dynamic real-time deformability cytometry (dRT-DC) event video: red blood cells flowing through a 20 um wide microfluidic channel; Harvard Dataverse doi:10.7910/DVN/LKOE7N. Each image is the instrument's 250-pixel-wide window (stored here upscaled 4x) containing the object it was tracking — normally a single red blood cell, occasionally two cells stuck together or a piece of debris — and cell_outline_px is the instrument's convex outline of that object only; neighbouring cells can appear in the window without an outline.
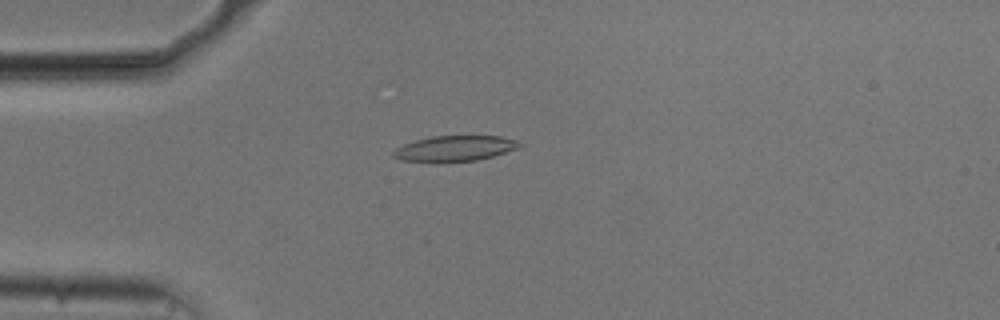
{"species": "common noctule bat (a hibernating species)", "species_latin": "Nyctalus noctula", "temperature_condition": "cold", "stored_images_in_passage": 54, "camera_frame_rate_fps": 3000, "um_per_image_px": 0.085, "animal": {"sex": "male", "body_mass_g": 20.5, "forearm_length_mm": 52.5}, "frame": {"image": 1, "passage_image": 14, "time_ms": 4.333, "image_size_px": [1000, 320], "cell_outline_px": [[524, 144], [516, 148], [492, 156], [476, 160], [440, 164], [436, 164], [400, 160], [392, 156], [392, 152], [396, 148], [404, 144], [416, 140], [432, 136], [500, 136], [520, 140]], "centroid_in_image_um": [38.61, 12.65], "position_along_channel_um": 46.4, "area_um2": 19.31}}
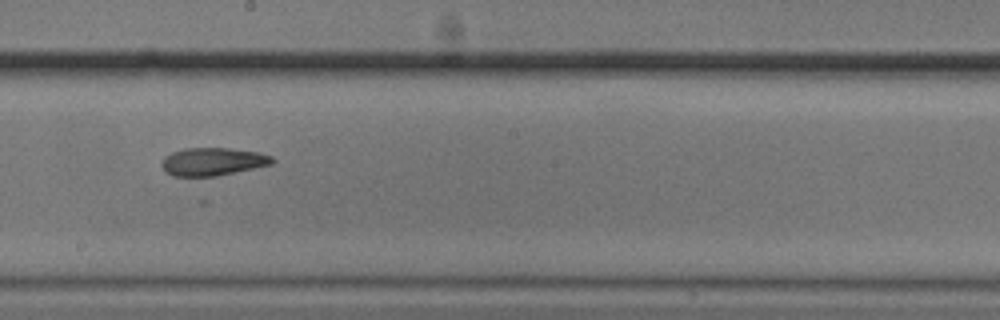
{"frame": {"image": 2, "passage_image": 30, "time_ms": 9.667, "image_size_px": [1000, 320], "cell_outline_px": [[276, 160], [272, 164], [216, 176], [172, 176], [164, 172], [160, 164], [164, 156], [172, 152], [184, 148], [228, 148], [260, 152], [272, 156]], "centroid_in_image_um": [18.06, 13.73], "position_along_channel_um": 230.1, "area_um2": 18.15}}
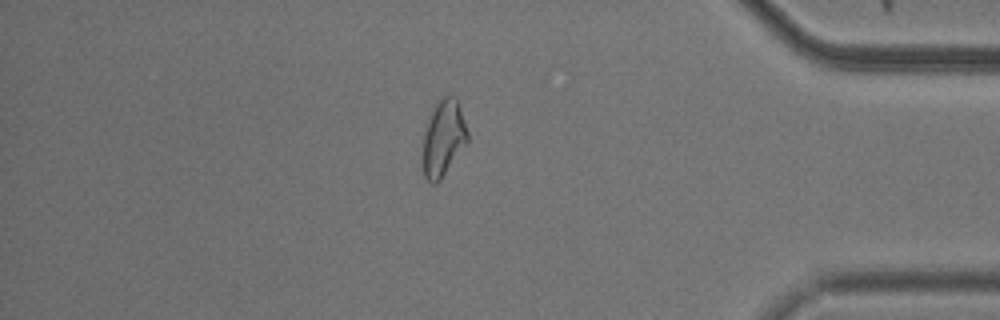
{"frame": {"image": 3, "passage_image": 46, "time_ms": 15.0, "image_size_px": [1000, 320], "cell_outline_px": [[468, 140], [440, 180], [436, 184], [432, 184], [424, 176], [424, 132], [428, 116], [436, 100], [440, 96], [448, 92], [456, 96], [460, 104], [468, 132]], "centroid_in_image_um": [37.7, 11.62], "position_along_channel_um": 397.5, "area_um2": 20.11}, "authors_computed_cell_mechanics": {"area_um2": 19.2474, "velocity_mm_per_s": 3.7318, "shape_relaxation_time_tau1_ms": null, "shape_relaxation_time_tau2_ms": 5.02, "deformation_change_tau1": null, "deformation_change_tau2": 0.1358}}